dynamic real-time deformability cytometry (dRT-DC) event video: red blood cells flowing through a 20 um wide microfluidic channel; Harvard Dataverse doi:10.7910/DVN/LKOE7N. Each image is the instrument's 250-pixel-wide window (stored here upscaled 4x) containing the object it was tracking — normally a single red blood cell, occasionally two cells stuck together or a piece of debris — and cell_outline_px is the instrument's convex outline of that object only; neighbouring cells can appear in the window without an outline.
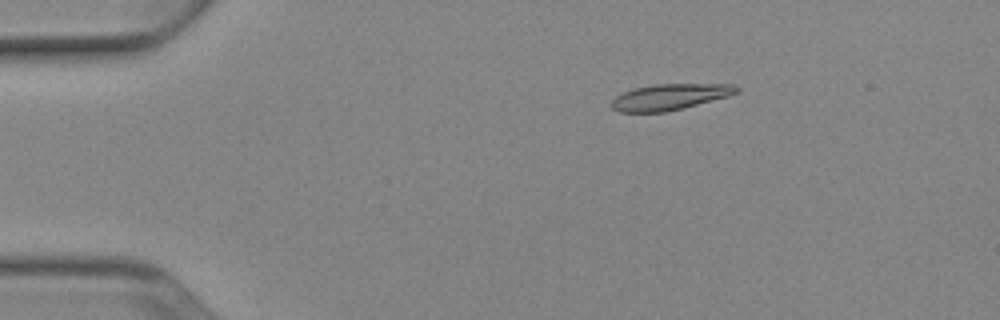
{"species": "Egyptian fruit bat (a non-hibernating species)", "species_latin": "Rousettus aegyptiacus", "temperature_condition": "cold", "stored_images_in_passage": 51, "camera_frame_rate_fps": 3000, "um_per_image_px": 0.085, "animal": {"sex": "female"}, "frame": {"image": 1, "passage_image": 9, "time_ms": 2.667, "image_size_px": [1000, 320], "cell_outline_px": [[740, 88], [736, 92], [728, 96], [664, 112], [620, 112], [612, 108], [612, 100], [616, 96], [632, 88], [652, 84], [732, 84]], "centroid_in_image_um": [56.89, 8.22], "position_along_channel_um": 28.1, "area_um2": 18.67}}
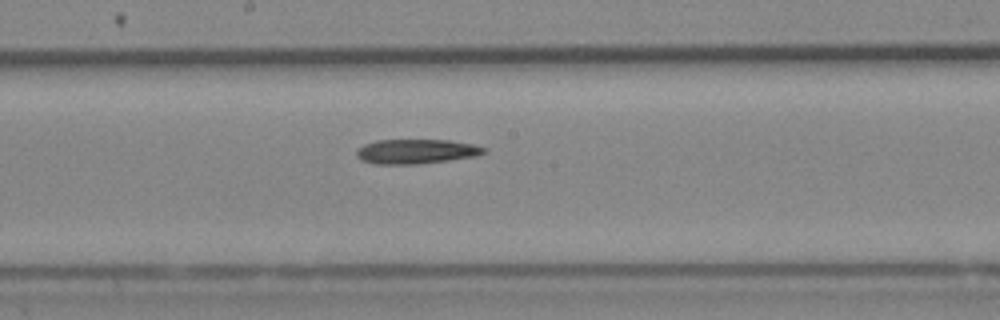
{"frame": {"image": 2, "passage_image": 28, "time_ms": 9.0, "image_size_px": [1000, 320], "cell_outline_px": [[488, 152], [476, 156], [448, 160], [416, 164], [372, 164], [360, 160], [356, 156], [356, 148], [364, 144], [376, 140], [448, 140], [472, 144], [488, 148]], "centroid_in_image_um": [35.35, 12.87], "position_along_channel_um": 212.9, "area_um2": 18.44}}
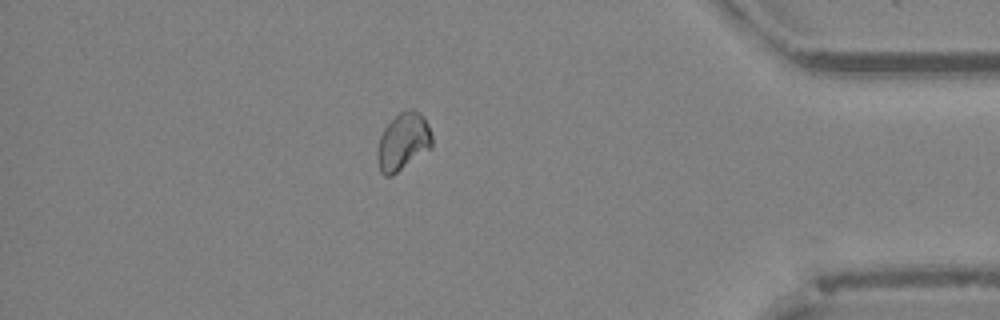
{"frame": {"image": 3, "passage_image": 45, "time_ms": 14.667, "image_size_px": [1000, 320], "cell_outline_px": [[432, 148], [392, 176], [384, 176], [380, 172], [376, 156], [376, 152], [380, 136], [384, 128], [400, 112], [408, 108], [412, 108], [420, 112], [424, 116], [428, 124], [432, 136]], "centroid_in_image_um": [34.27, 12.05], "position_along_channel_um": 400.9, "area_um2": 18.55}}